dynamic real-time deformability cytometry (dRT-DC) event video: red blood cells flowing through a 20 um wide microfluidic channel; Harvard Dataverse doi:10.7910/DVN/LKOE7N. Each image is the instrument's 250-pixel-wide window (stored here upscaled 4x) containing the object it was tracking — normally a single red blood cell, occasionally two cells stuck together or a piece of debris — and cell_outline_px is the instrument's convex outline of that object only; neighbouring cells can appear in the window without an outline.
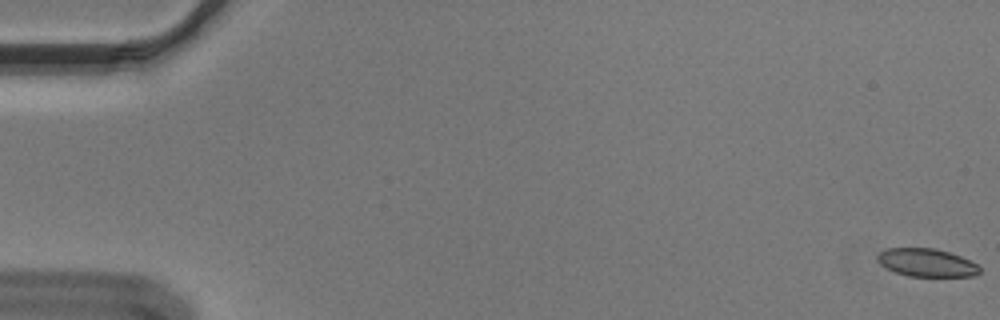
{"species": "Egyptian fruit bat (a non-hibernating species)", "species_latin": "Rousettus aegyptiacus", "temperature_condition": "cold", "stored_images_in_passage": 17, "camera_frame_rate_fps": 3000, "um_per_image_px": 0.085, "animal": {"sex": "male"}, "frame": {"image": 1, "passage_image": 1, "time_ms": 0.0, "image_size_px": [1000, 320], "cell_outline_px": [[980, 272], [976, 276], [908, 276], [896, 272], [880, 264], [876, 256], [880, 252], [888, 248], [936, 248], [960, 256], [976, 264], [980, 268]], "centroid_in_image_um": [78.77, 22.32], "position_along_channel_um": 6.2, "area_um2": 16.53}}